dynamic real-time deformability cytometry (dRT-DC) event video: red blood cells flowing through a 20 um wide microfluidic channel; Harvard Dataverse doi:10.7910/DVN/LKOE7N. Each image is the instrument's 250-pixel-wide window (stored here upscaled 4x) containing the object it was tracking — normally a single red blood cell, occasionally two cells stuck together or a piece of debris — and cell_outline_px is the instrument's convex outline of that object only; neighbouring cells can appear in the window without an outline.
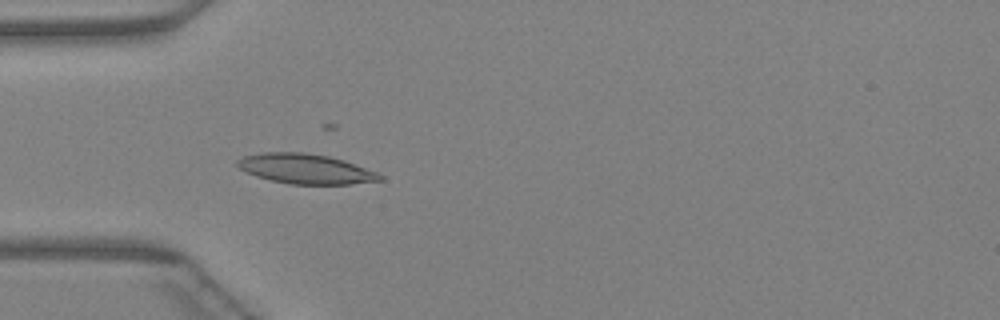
{"species": "Egyptian fruit bat (a non-hibernating species)", "species_latin": "Rousettus aegyptiacus", "temperature_condition": "warm", "stored_images_in_passage": 46, "camera_frame_rate_fps": 3000, "um_per_image_px": 0.085, "animal": {"sex": "female"}, "frame": {"image": 1, "passage_image": 14, "time_ms": 4.333, "image_size_px": [1000, 320], "cell_outline_px": [[384, 180], [348, 184], [288, 184], [256, 176], [240, 168], [236, 164], [236, 160], [244, 156], [264, 152], [304, 152], [328, 156], [344, 160], [376, 172], [384, 176]], "centroid_in_image_um": [25.98, 14.35], "position_along_channel_um": 59.0, "area_um2": 24.68}}
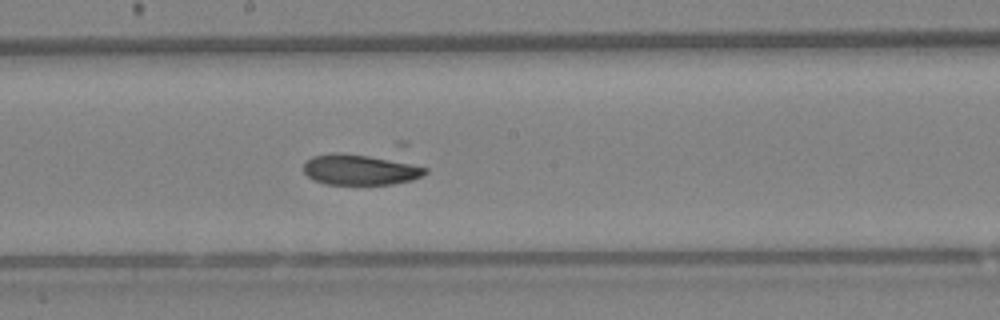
{"frame": {"image": 2, "passage_image": 25, "time_ms": 8.0, "image_size_px": [1000, 320], "cell_outline_px": [[428, 172], [412, 180], [392, 184], [324, 184], [312, 180], [304, 172], [304, 164], [312, 156], [336, 152], [404, 160], [428, 168]], "centroid_in_image_um": [30.64, 14.41], "position_along_channel_um": 217.6, "area_um2": 21.96}}
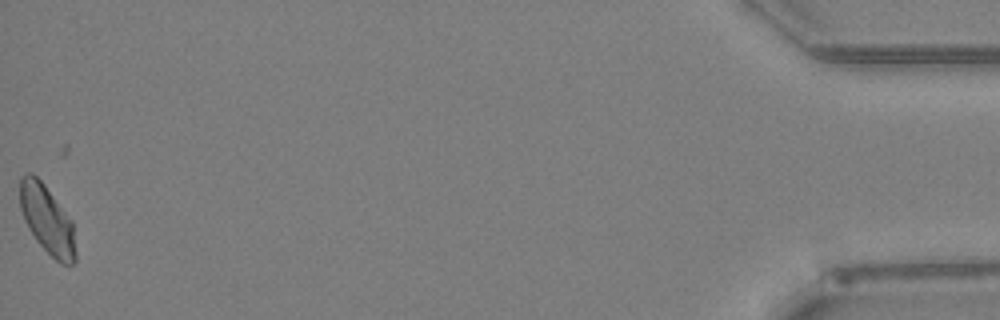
{"frame": {"image": 3, "passage_image": 46, "time_ms": 15.0, "image_size_px": [1000, 320], "cell_outline_px": [[76, 260], [72, 264], [60, 264], [36, 240], [28, 228], [24, 220], [20, 208], [20, 176], [28, 172], [32, 172], [44, 184], [72, 220], [76, 252]], "centroid_in_image_um": [4.0, 18.66], "position_along_channel_um": 431.2, "area_um2": 22.2}}